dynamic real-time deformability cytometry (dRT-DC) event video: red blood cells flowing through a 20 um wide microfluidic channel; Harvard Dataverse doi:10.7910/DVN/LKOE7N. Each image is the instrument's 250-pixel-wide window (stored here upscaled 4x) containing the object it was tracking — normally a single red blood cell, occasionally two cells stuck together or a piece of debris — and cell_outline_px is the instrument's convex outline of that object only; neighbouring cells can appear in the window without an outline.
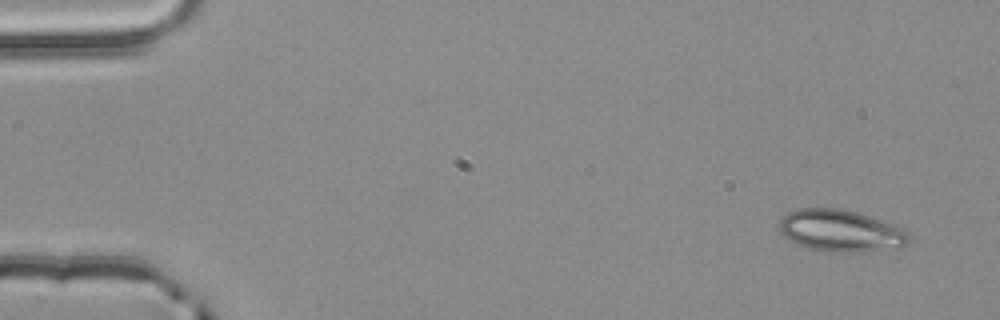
{"species": "common noctule bat (a hibernating species)", "species_latin": "Nyctalus noctula", "temperature_condition": "room temperature", "stored_images_in_passage": 4, "segment_of_instrument_passage": [1, 2], "camera_frame_rate_fps": 3000, "um_per_image_px": 0.085, "animal": {"sex": "male", "body_mass_g": 20.4}, "frame": {"image": 1, "passage_image": 1, "time_ms": 0.0, "image_size_px": [1000, 320], "cell_outline_px": [[912, 240], [900, 248], [864, 252], [820, 252], [804, 248], [788, 240], [780, 232], [780, 220], [788, 212], [800, 208], [840, 208], [856, 212], [900, 224], [908, 232]], "centroid_in_image_um": [71.52, 19.63], "position_along_channel_um": 13.5, "area_um2": 32.66}}